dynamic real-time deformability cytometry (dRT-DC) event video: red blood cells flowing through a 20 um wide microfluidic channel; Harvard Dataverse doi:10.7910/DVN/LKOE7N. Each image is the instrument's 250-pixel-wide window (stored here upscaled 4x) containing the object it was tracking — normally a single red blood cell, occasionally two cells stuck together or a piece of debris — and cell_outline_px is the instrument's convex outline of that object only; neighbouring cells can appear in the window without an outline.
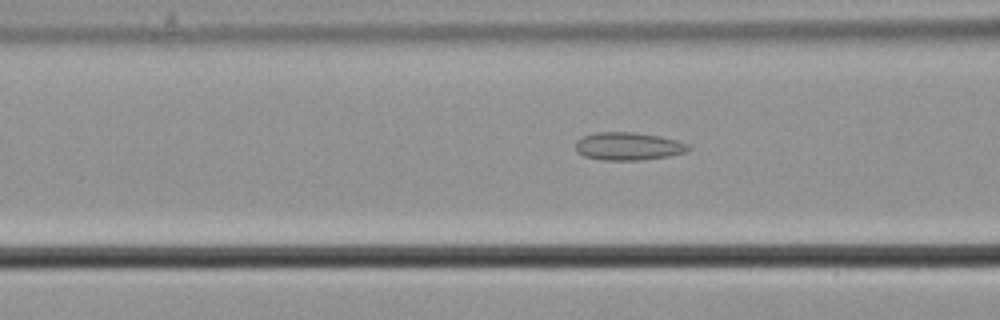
{"species": "common noctule bat (a hibernating species)", "species_latin": "Nyctalus noctula", "temperature_condition": "cold", "stored_images_in_passage": 56, "camera_frame_rate_fps": 3000, "um_per_image_px": 0.085, "animal": {"sex": "male", "body_mass_g": 21.5, "forearm_length_mm": 52.0}, "frame": {"image": 1, "passage_image": 22, "time_ms": 7.0, "image_size_px": [1000, 320], "cell_outline_px": [[692, 148], [688, 152], [668, 156], [640, 160], [604, 160], [584, 156], [576, 152], [576, 140], [584, 136], [596, 132], [632, 132], [660, 136], [676, 140], [688, 144]], "centroid_in_image_um": [53.42, 12.43], "position_along_channel_um": 113.2, "area_um2": 18.38}}
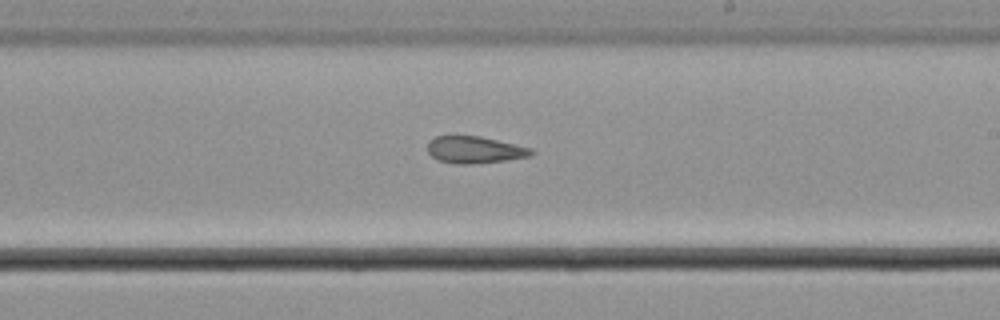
{"frame": {"image": 2, "passage_image": 33, "time_ms": 10.667, "image_size_px": [1000, 320], "cell_outline_px": [[532, 152], [528, 156], [504, 160], [468, 164], [456, 164], [436, 160], [428, 152], [428, 140], [436, 136], [480, 136], [532, 148]], "centroid_in_image_um": [40.28, 12.73], "position_along_channel_um": 248.7, "area_um2": 16.07}}
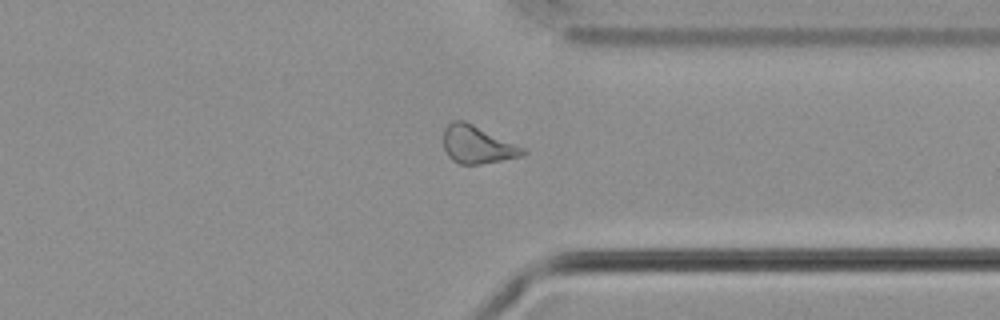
{"frame": {"image": 3, "passage_image": 43, "time_ms": 14.0, "image_size_px": [1000, 320], "cell_outline_px": [[528, 152], [520, 156], [480, 164], [460, 164], [452, 160], [448, 156], [444, 148], [444, 128], [452, 120], [464, 120], [524, 148]], "centroid_in_image_um": [40.53, 12.29], "position_along_channel_um": 370.9, "area_um2": 17.17}, "authors_computed_cell_mechanics": {"area_um2": 18.4093, "velocity_mm_per_s": 3.6933, "shape_relaxation_time_tau1_ms": null, "shape_relaxation_time_tau2_ms": 5.5864, "deformation_change_tau1": null, "deformation_change_tau2": 0.1251}}